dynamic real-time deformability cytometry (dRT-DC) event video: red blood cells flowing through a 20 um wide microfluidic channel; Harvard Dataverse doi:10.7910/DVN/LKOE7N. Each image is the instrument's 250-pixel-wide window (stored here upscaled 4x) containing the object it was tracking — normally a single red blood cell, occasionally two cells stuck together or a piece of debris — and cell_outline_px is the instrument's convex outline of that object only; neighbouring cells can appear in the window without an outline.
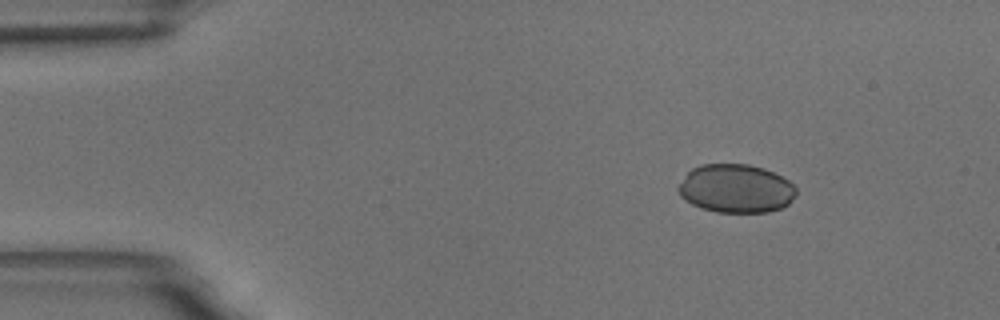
{"species": "common noctule bat (a hibernating species)", "species_latin": "Nyctalus noctula", "temperature_condition": "room temperature", "stored_images_in_passage": 12, "camera_frame_rate_fps": 3000, "um_per_image_px": 0.085, "animal": {"sex": "male", "body_mass_g": 18.8}, "frame": {"image": 1, "passage_image": 1, "time_ms": 0.0, "image_size_px": [1000, 320], "cell_outline_px": [[796, 196], [788, 204], [780, 208], [768, 212], [716, 212], [700, 208], [684, 200], [680, 196], [676, 188], [684, 176], [692, 168], [700, 164], [748, 164], [764, 168], [788, 180], [796, 188]], "centroid_in_image_um": [62.52, 16.03], "position_along_channel_um": 22.5, "area_um2": 33.52}}